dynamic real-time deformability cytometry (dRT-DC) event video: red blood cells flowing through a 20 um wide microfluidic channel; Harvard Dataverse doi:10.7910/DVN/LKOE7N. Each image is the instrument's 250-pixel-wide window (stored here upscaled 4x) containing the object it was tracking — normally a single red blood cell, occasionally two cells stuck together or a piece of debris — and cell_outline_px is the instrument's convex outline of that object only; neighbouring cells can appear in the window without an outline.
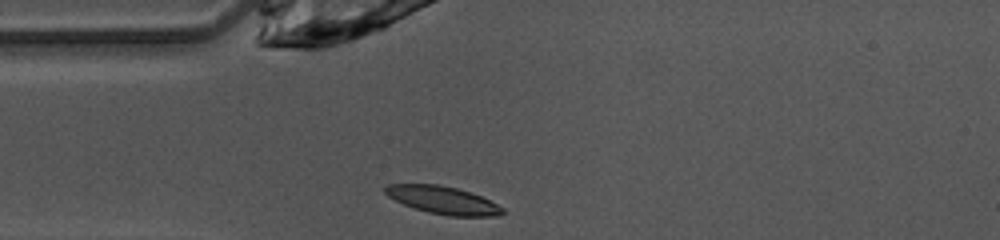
{"species": "common noctule bat (a hibernating species)", "species_latin": "Nyctalus noctula", "temperature_condition": "warm", "stored_images_in_passage": 37, "camera_frame_rate_fps": 3000, "um_per_image_px": 0.085, "animal": {"sex": "female", "body_mass_g": 10.0, "forearm_length_mm": 53.1}, "frame": {"image": 1, "passage_image": 1, "time_ms": 0.0, "image_size_px": [1000, 240], "cell_outline_px": [[504, 212], [500, 216], [448, 216], [428, 212], [404, 204], [388, 196], [384, 192], [384, 188], [388, 184], [436, 184], [456, 188], [480, 196], [504, 208]], "centroid_in_image_um": [37.65, 17.01], "position_along_channel_um": 47.4, "area_um2": 18.67}}
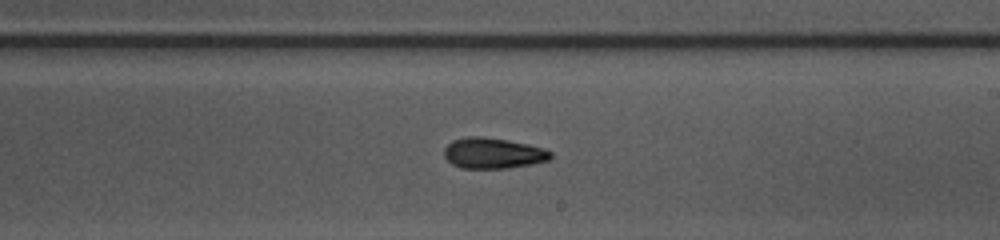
{"frame": {"image": 2, "passage_image": 16, "time_ms": 5.0, "image_size_px": [1000, 240], "cell_outline_px": [[552, 156], [548, 160], [532, 164], [508, 168], [460, 168], [452, 164], [444, 156], [444, 148], [452, 140], [468, 136], [480, 136], [508, 140], [528, 144], [544, 148], [552, 152]], "centroid_in_image_um": [41.9, 13.02], "position_along_channel_um": 247.1, "area_um2": 19.13}}
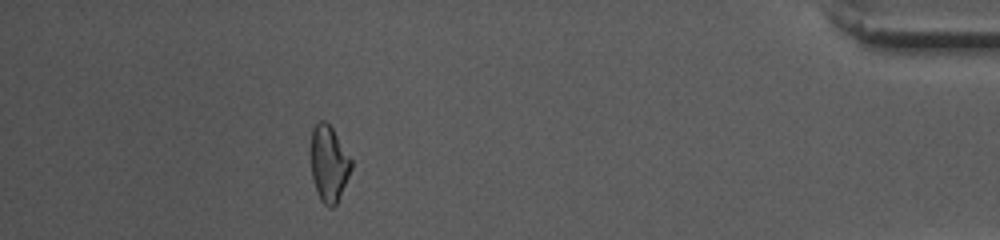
{"frame": {"image": 3, "passage_image": 32, "time_ms": 10.333, "image_size_px": [1000, 240], "cell_outline_px": [[352, 168], [336, 204], [332, 208], [328, 208], [320, 200], [316, 192], [312, 176], [308, 152], [312, 128], [320, 120], [324, 120], [332, 128], [352, 160]], "centroid_in_image_um": [27.9, 13.9], "position_along_channel_um": 407.3, "area_um2": 18.32}, "authors_computed_cell_mechanics": {"area_um2": 18.4382, "velocity_mm_per_s": 4.1078, "shape_relaxation_time_tau1_ms": 4.1427, "shape_relaxation_time_tau2_ms": 9.6613, "deformation_change_tau1": 0.163, "deformation_change_tau2": 0.1936}}